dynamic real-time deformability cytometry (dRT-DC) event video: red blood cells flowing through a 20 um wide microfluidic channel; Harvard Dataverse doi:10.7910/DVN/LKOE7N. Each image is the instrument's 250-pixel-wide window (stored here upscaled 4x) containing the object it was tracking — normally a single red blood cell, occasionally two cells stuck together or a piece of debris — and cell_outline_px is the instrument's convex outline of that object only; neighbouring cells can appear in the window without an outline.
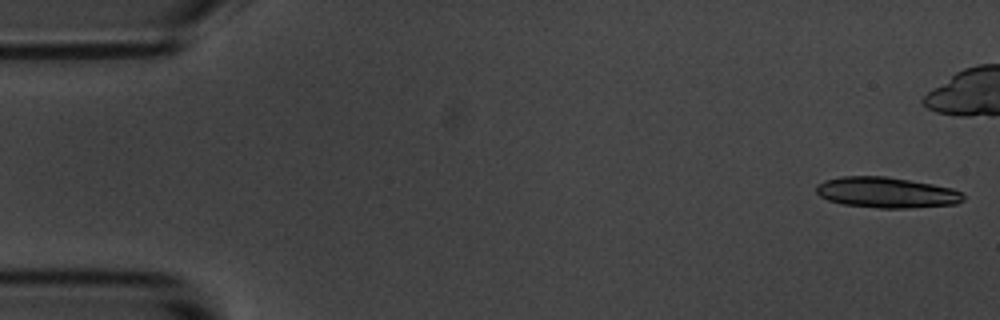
{"species": "common noctule bat (a hibernating species)", "species_latin": "Nyctalus noctula", "temperature_condition": "room temperature", "stored_images_in_passage": 6, "camera_frame_rate_fps": 3000, "um_per_image_px": 0.085, "animal": {"sex": "male", "body_mass_g": 20.1, "forearm_length_mm": 53.5}, "frame": {"image": 1, "passage_image": 1, "time_ms": 0.0, "image_size_px": [1000, 320], "cell_outline_px": [[964, 200], [956, 204], [912, 208], [880, 208], [840, 204], [828, 200], [820, 196], [816, 192], [816, 184], [824, 180], [840, 176], [884, 176], [932, 184], [952, 188], [960, 192], [964, 196]], "centroid_in_image_um": [75.32, 16.37], "position_along_channel_um": 9.7, "area_um2": 26.41}}